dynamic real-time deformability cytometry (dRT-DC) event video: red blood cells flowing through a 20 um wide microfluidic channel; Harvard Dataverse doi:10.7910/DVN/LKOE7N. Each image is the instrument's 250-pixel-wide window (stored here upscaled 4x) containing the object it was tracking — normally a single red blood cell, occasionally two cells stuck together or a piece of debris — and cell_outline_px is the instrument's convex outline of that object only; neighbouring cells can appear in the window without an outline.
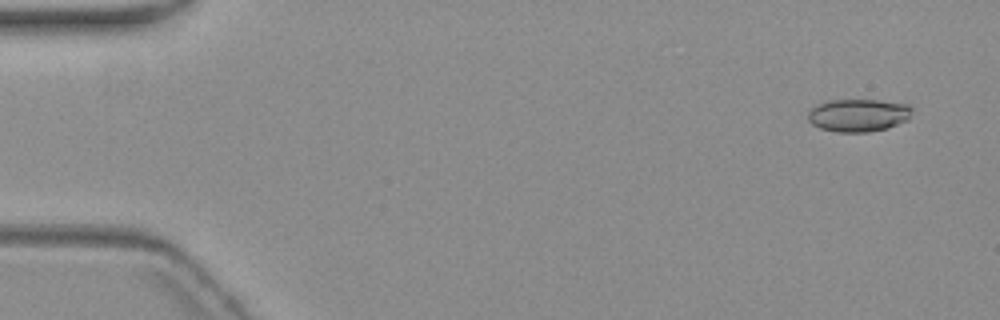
{"species": "common noctule bat (a hibernating species)", "species_latin": "Nyctalus noctula", "temperature_condition": "warm", "stored_images_in_passage": 5, "camera_frame_rate_fps": 3000, "um_per_image_px": 0.085, "animal": {"sex": "female", "body_mass_g": 19.3, "forearm_length_mm": 54.1}, "frame": {"image": 1, "passage_image": 1, "time_ms": 0.0, "image_size_px": [1000, 320], "cell_outline_px": [[912, 112], [908, 120], [888, 128], [868, 132], [836, 132], [820, 128], [812, 124], [808, 120], [808, 112], [812, 108], [824, 100], [880, 100], [908, 104], [912, 108]], "centroid_in_image_um": [72.96, 9.79], "position_along_channel_um": 12.0, "area_um2": 20.06}}
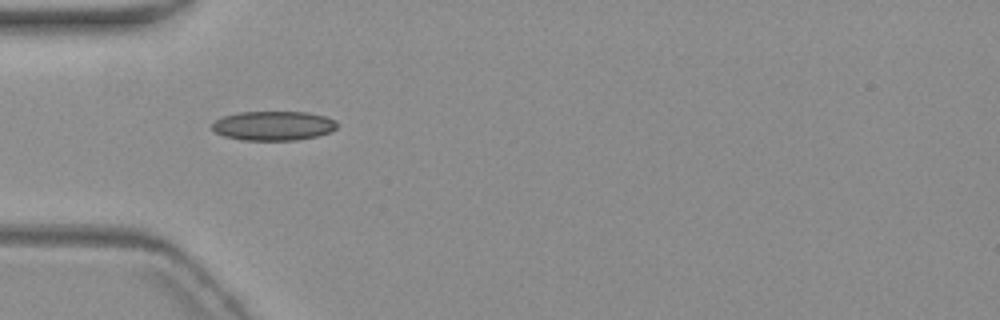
{"frame": {"image": 2, "passage_image": 4, "time_ms": 5.0, "image_size_px": [1000, 320], "cell_outline_px": [[336, 128], [328, 132], [316, 136], [296, 140], [240, 140], [224, 136], [216, 132], [212, 128], [212, 124], [216, 120], [224, 116], [236, 112], [308, 112], [324, 116], [336, 120]], "centroid_in_image_um": [23.22, 10.68], "position_along_channel_um": 61.8, "area_um2": 21.27}}
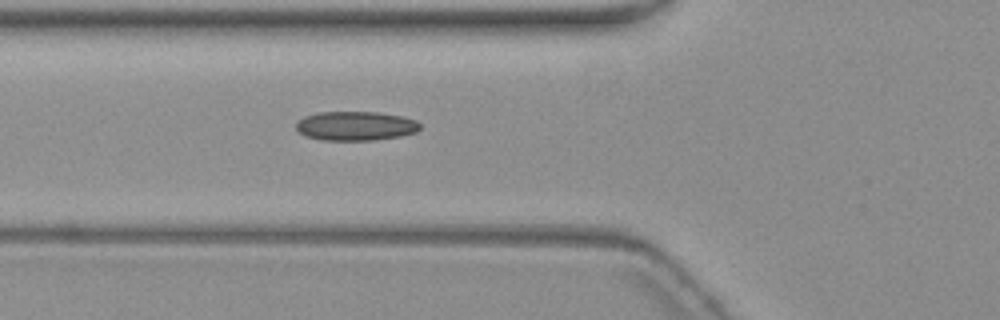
{"frame": {"image": 3, "passage_image": 5, "time_ms": 6.0, "image_size_px": [1000, 320], "cell_outline_px": [[420, 128], [416, 132], [400, 136], [376, 140], [320, 140], [304, 136], [296, 128], [296, 124], [304, 116], [320, 112], [380, 112], [404, 116], [416, 120], [420, 124]], "centroid_in_image_um": [30.25, 10.7], "position_along_channel_um": 95.6, "area_um2": 21.21}}